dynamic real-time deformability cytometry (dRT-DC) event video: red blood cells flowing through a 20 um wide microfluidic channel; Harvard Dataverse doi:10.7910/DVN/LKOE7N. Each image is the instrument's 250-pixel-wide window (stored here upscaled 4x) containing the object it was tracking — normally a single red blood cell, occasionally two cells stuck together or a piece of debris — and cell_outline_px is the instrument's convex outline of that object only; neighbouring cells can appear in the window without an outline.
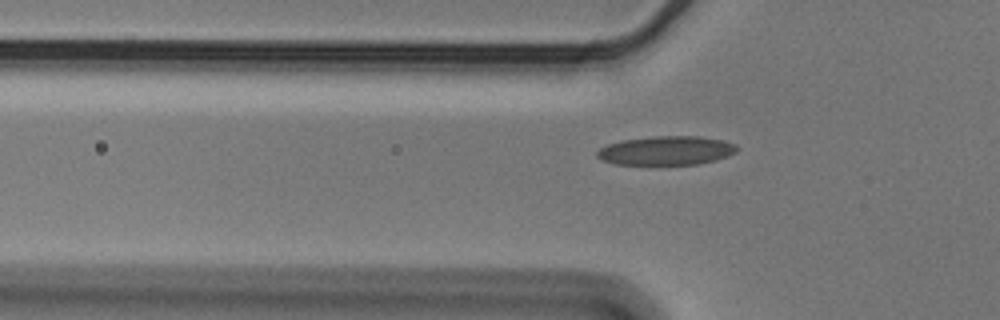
{"species": "Egyptian fruit bat (a non-hibernating species)", "species_latin": "Rousettus aegyptiacus", "temperature_condition": "cold", "stored_images_in_passage": 41, "camera_frame_rate_fps": 3000, "um_per_image_px": 0.085, "animal": {"sex": "male"}, "frame": {"image": 1, "passage_image": 10, "time_ms": 3.0, "image_size_px": [1000, 320], "cell_outline_px": [[736, 152], [728, 156], [716, 160], [700, 164], [616, 164], [600, 160], [596, 156], [596, 152], [600, 148], [608, 144], [624, 140], [656, 136], [700, 136], [724, 140], [736, 144]], "centroid_in_image_um": [56.65, 12.8], "position_along_channel_um": 69.2, "area_um2": 23.58}}
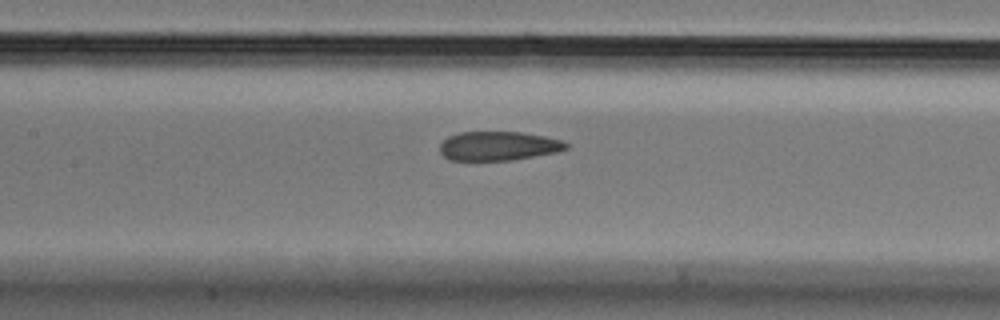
{"frame": {"image": 2, "passage_image": 18, "time_ms": 5.667, "image_size_px": [1000, 320], "cell_outline_px": [[568, 148], [560, 152], [512, 160], [448, 160], [440, 152], [440, 144], [448, 136], [460, 132], [520, 132], [544, 136], [564, 140], [568, 144]], "centroid_in_image_um": [42.4, 12.41], "position_along_channel_um": 165.0, "area_um2": 21.56}}
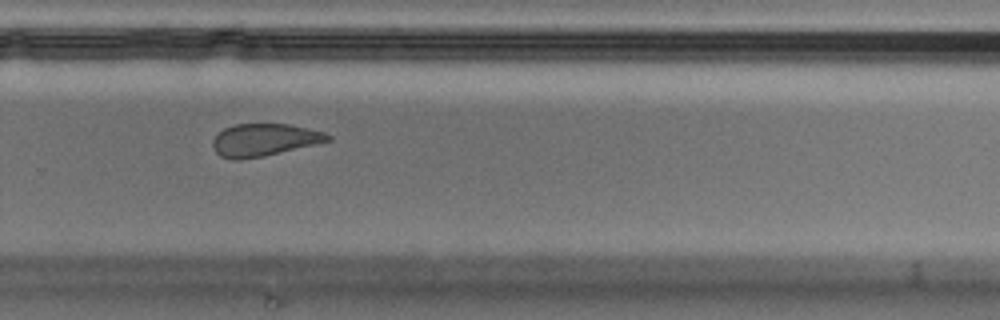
{"frame": {"image": 3, "passage_image": 30, "time_ms": 9.667, "image_size_px": [1000, 320], "cell_outline_px": [[332, 140], [316, 144], [264, 156], [240, 160], [236, 160], [220, 156], [212, 148], [212, 140], [224, 128], [236, 124], [288, 124], [308, 128], [324, 132], [332, 136]], "centroid_in_image_um": [22.45, 11.89], "position_along_channel_um": 307.3, "area_um2": 21.73}}